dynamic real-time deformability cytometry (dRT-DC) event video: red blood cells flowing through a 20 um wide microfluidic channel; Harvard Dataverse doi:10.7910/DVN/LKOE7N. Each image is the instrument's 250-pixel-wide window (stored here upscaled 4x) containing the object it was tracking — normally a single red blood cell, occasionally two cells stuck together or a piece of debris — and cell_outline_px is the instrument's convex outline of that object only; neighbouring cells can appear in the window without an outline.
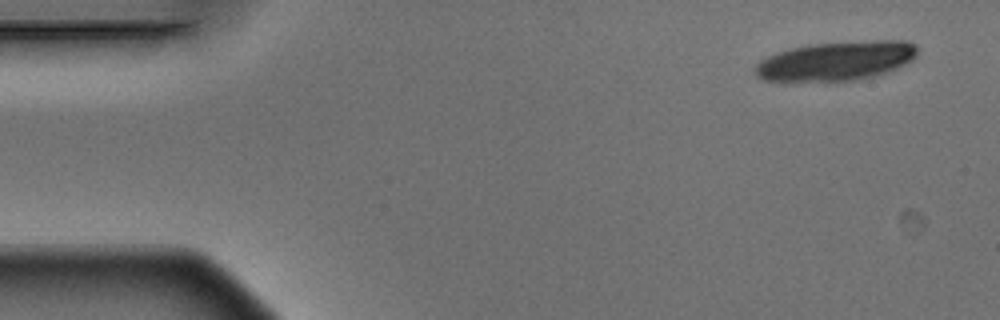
{"species": "Egyptian fruit bat (a non-hibernating species)", "species_latin": "Rousettus aegyptiacus", "temperature_condition": "warm", "stored_images_in_passage": 6, "camera_frame_rate_fps": 3000, "um_per_image_px": 0.085, "animal": {"sex": "male"}, "frame": {"image": 1, "passage_image": 1, "time_ms": 0.0, "image_size_px": [1000, 320], "cell_outline_px": [[920, 48], [916, 56], [912, 60], [888, 72], [856, 80], [764, 80], [756, 76], [756, 64], [760, 60], [768, 56], [792, 48], [812, 44], [872, 40], [908, 40], [916, 44]], "centroid_in_image_um": [71.16, 5.15], "position_along_channel_um": 13.8, "area_um2": 36.7}}